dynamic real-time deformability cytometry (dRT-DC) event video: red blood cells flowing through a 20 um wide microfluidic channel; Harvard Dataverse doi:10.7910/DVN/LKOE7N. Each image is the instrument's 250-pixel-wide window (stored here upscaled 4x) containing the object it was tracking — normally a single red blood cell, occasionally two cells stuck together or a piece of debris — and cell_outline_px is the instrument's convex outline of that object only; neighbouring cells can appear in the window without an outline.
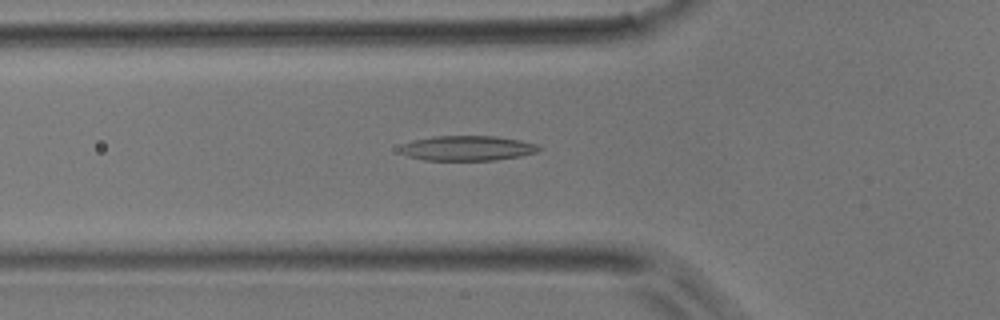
{"species": "common noctule bat (a hibernating species)", "species_latin": "Nyctalus noctula", "temperature_condition": "room temperature", "stored_images_in_passage": 46, "camera_frame_rate_fps": 3000, "um_per_image_px": 0.085, "animal": {"sex": "male", "body_mass_g": 17.9}, "frame": {"image": 1, "passage_image": 16, "time_ms": 5.0, "image_size_px": [1000, 320], "cell_outline_px": [[544, 148], [536, 152], [520, 156], [492, 160], [424, 160], [408, 156], [400, 152], [400, 148], [404, 144], [412, 140], [432, 136], [496, 136], [520, 140], [536, 144]], "centroid_in_image_um": [39.73, 12.59], "position_along_channel_um": 86.1, "area_um2": 20.17}}
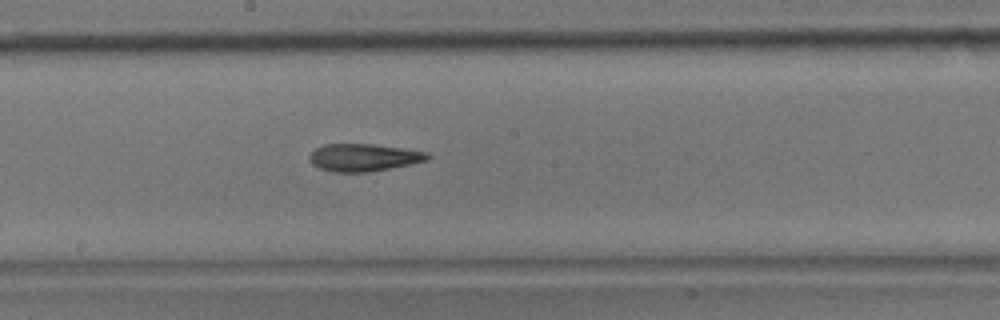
{"frame": {"image": 2, "passage_image": 25, "time_ms": 8.0, "image_size_px": [1000, 320], "cell_outline_px": [[432, 156], [428, 160], [412, 164], [364, 172], [332, 172], [320, 168], [312, 164], [308, 156], [316, 148], [324, 144], [372, 144], [404, 148], [428, 152]], "centroid_in_image_um": [30.93, 13.38], "position_along_channel_um": 217.3, "area_um2": 18.9}}
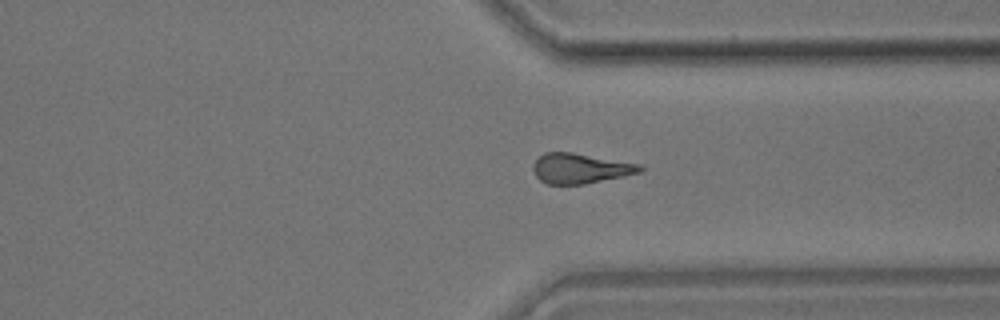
{"frame": {"image": 3, "passage_image": 35, "time_ms": 11.333, "image_size_px": [1000, 320], "cell_outline_px": [[644, 168], [640, 172], [624, 176], [584, 184], [548, 184], [540, 180], [536, 176], [532, 168], [536, 160], [544, 152], [572, 152], [640, 164]], "centroid_in_image_um": [49.32, 14.31], "position_along_channel_um": 362.1, "area_um2": 18.61}}